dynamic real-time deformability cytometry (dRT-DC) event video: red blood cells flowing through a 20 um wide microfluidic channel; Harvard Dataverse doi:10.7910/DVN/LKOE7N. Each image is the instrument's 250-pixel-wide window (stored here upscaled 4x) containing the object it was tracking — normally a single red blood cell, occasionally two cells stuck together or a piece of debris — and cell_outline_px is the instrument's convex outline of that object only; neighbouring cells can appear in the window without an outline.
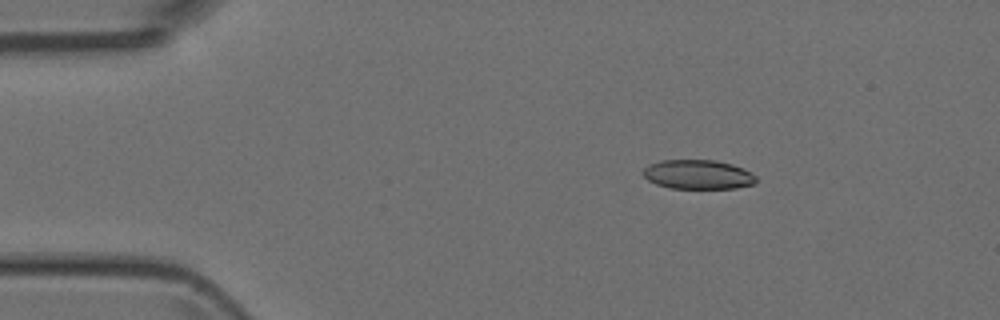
{"species": "Egyptian fruit bat (a non-hibernating species)", "species_latin": "Rousettus aegyptiacus", "temperature_condition": "room temperature", "stored_images_in_passage": 51, "camera_frame_rate_fps": 3000, "um_per_image_px": 0.085, "animal": {"sex": "female"}, "frame": {"image": 1, "passage_image": 8, "time_ms": 2.333, "image_size_px": [1000, 320], "cell_outline_px": [[756, 184], [736, 188], [672, 188], [656, 184], [648, 180], [640, 172], [648, 164], [660, 160], [716, 160], [732, 164], [744, 168], [752, 172], [756, 176]], "centroid_in_image_um": [59.34, 14.82], "position_along_channel_um": 25.7, "area_um2": 19.54}}
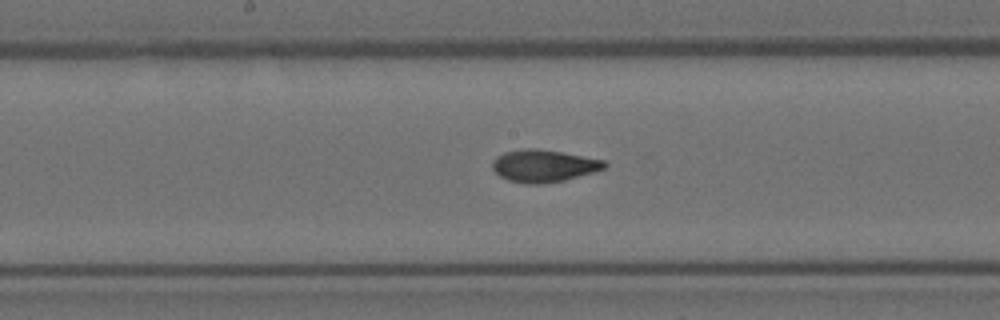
{"frame": {"image": 2, "passage_image": 26, "time_ms": 8.333, "image_size_px": [1000, 320], "cell_outline_px": [[608, 164], [604, 168], [592, 172], [564, 180], [540, 184], [524, 184], [508, 180], [500, 176], [492, 168], [492, 160], [496, 156], [504, 152], [524, 148], [536, 148], [560, 152], [604, 160]], "centroid_in_image_um": [46.16, 14.09], "position_along_channel_um": 202.0, "area_um2": 20.98}}
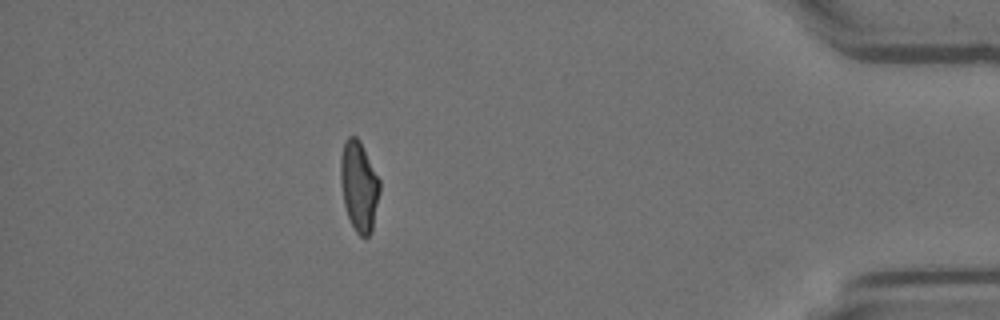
{"frame": {"image": 3, "passage_image": 45, "time_ms": 14.667, "image_size_px": [1000, 320], "cell_outline_px": [[380, 192], [372, 232], [368, 236], [360, 236], [356, 232], [348, 216], [344, 204], [340, 180], [340, 156], [344, 144], [348, 136], [356, 136], [360, 140], [380, 180]], "centroid_in_image_um": [30.52, 15.81], "position_along_channel_um": 404.7, "area_um2": 20.63}}